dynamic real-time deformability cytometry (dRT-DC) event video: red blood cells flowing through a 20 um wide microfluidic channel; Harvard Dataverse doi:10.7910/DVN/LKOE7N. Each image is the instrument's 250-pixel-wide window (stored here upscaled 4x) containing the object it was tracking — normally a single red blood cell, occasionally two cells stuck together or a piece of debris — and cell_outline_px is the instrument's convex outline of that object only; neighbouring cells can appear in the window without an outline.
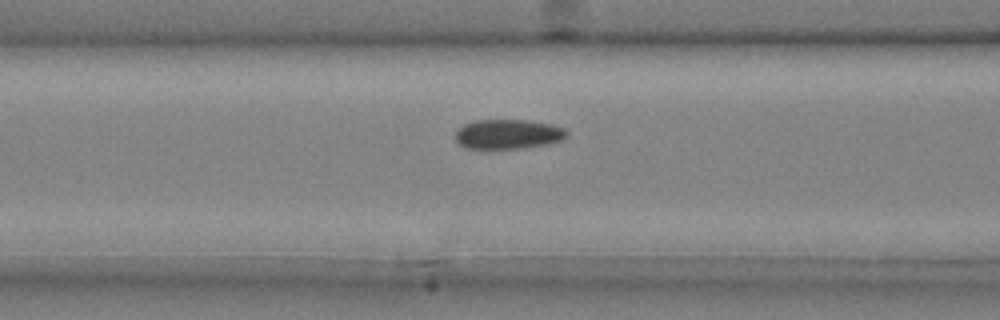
{"species": "common noctule bat (a hibernating species)", "species_latin": "Nyctalus noctula", "temperature_condition": "cold", "stored_images_in_passage": 36, "camera_frame_rate_fps": 3000, "um_per_image_px": 0.085, "animal": {"sex": "male", "body_mass_g": 20.4}, "frame": {"image": 1, "passage_image": 15, "time_ms": 4.667, "image_size_px": [1000, 320], "cell_outline_px": [[568, 136], [560, 140], [548, 144], [524, 148], [464, 148], [456, 140], [456, 132], [464, 124], [476, 120], [528, 120], [552, 124], [564, 128], [568, 132]], "centroid_in_image_um": [43.22, 11.4], "position_along_channel_um": 123.4, "area_um2": 19.19}}
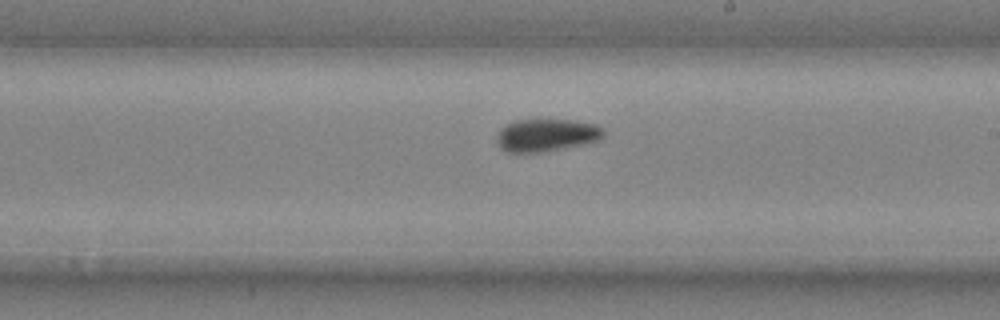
{"frame": {"image": 2, "passage_image": 24, "time_ms": 7.667, "image_size_px": [1000, 320], "cell_outline_px": [[604, 136], [596, 140], [584, 144], [564, 148], [540, 152], [508, 152], [500, 148], [496, 140], [496, 136], [500, 128], [516, 120], [572, 120], [596, 124], [604, 128]], "centroid_in_image_um": [46.44, 11.48], "position_along_channel_um": 242.6, "area_um2": 20.23}}
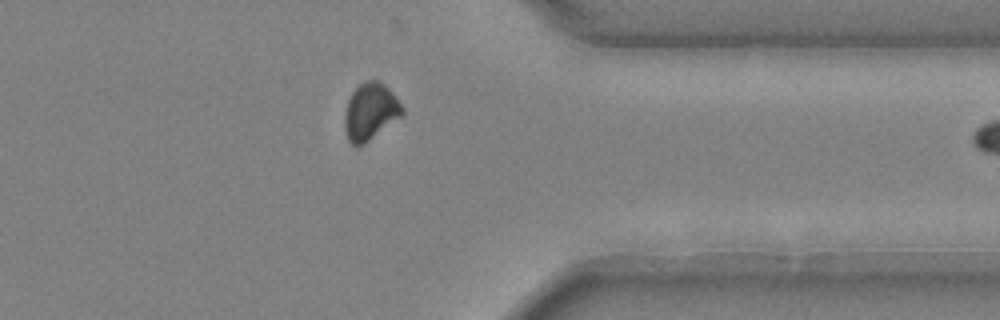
{"frame": {"image": 3, "passage_image": 35, "time_ms": 11.333, "image_size_px": [1000, 320], "cell_outline_px": [[404, 112], [400, 116], [364, 144], [356, 148], [348, 140], [344, 128], [344, 112], [348, 100], [352, 92], [364, 80], [376, 80], [384, 84], [392, 92], [404, 108]], "centroid_in_image_um": [31.44, 9.49], "position_along_channel_um": 380.0, "area_um2": 19.02}}